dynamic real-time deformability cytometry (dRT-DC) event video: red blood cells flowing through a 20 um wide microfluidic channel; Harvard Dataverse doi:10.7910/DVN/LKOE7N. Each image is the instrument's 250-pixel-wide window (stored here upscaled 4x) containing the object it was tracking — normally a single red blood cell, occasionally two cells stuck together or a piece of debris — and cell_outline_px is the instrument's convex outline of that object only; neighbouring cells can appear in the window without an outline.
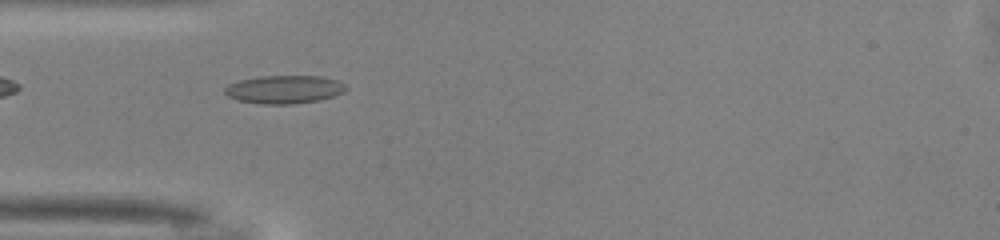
{"species": "common noctule bat (a hibernating species)", "species_latin": "Nyctalus noctula", "temperature_condition": "warm", "stored_images_in_passage": 25, "camera_frame_rate_fps": 3000, "um_per_image_px": 0.085, "animal": {"sex": "male", "body_mass_g": 13.0, "forearm_length_mm": 53.1}, "frame": {"image": 1, "passage_image": 1, "time_ms": 0.0, "image_size_px": [1000, 240], "cell_outline_px": [[348, 88], [344, 92], [320, 100], [292, 104], [260, 104], [236, 100], [228, 96], [224, 92], [224, 88], [228, 84], [240, 80], [260, 76], [320, 76], [336, 80], [344, 84]], "centroid_in_image_um": [24.14, 7.6], "position_along_channel_um": 60.9, "area_um2": 19.94}}
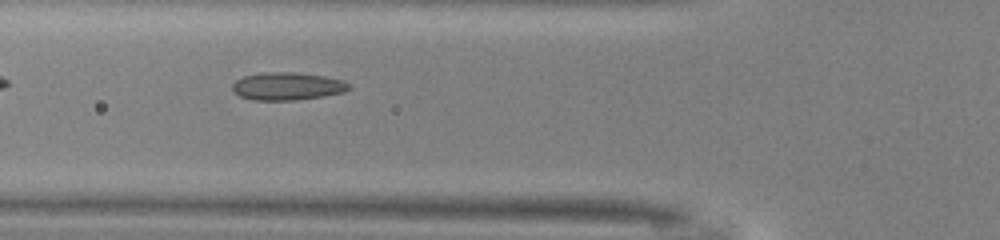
{"frame": {"image": 2, "passage_image": 4, "time_ms": 1.0, "image_size_px": [1000, 240], "cell_outline_px": [[352, 88], [344, 92], [324, 96], [296, 100], [252, 100], [240, 96], [232, 88], [232, 84], [236, 80], [244, 76], [260, 72], [296, 72], [324, 76], [344, 80], [352, 84]], "centroid_in_image_um": [24.47, 7.32], "position_along_channel_um": 101.3, "area_um2": 19.07}}
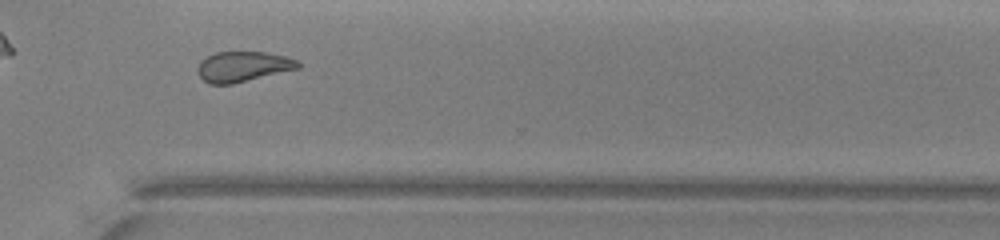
{"frame": {"image": 3, "passage_image": 22, "time_ms": 7.0, "image_size_px": [1000, 240], "cell_outline_px": [[304, 64], [300, 68], [232, 84], [208, 84], [200, 76], [196, 68], [208, 56], [216, 52], [264, 52], [284, 56], [296, 60]], "centroid_in_image_um": [20.69, 5.66], "position_along_channel_um": 349.9, "area_um2": 17.57}, "authors_computed_cell_mechanics": {"area_um2": 17.8024, "velocity_mm_per_s": 4.1367, "shape_relaxation_time_tau1_ms": null, "shape_relaxation_time_tau2_ms": 1.7071, "deformation_change_tau1": null, "deformation_change_tau2": 0.089}}